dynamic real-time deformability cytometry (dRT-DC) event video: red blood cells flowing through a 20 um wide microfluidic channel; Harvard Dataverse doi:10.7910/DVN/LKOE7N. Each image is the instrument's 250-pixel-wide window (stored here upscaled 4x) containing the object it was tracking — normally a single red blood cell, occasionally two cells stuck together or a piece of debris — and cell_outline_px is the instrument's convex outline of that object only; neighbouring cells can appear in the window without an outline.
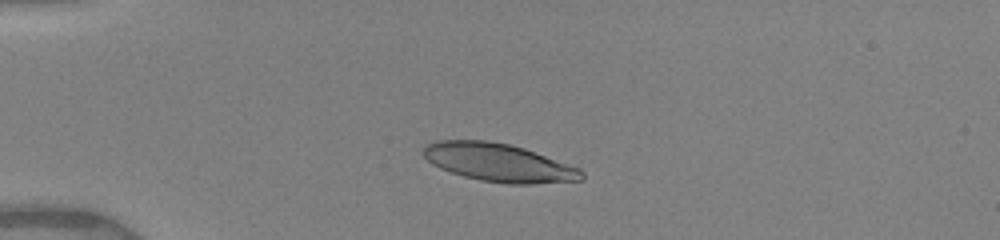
{"species": "human", "species_latin": "Homo sapiens", "temperature_condition": "warm", "stored_images_in_passage": 8, "camera_frame_rate_fps": 3000, "um_per_image_px": 0.085, "donor": {"sex": "female"}, "frame": {"image": 1, "passage_image": 5, "time_ms": 2.333, "image_size_px": [1000, 240], "cell_outline_px": [[584, 180], [532, 184], [508, 184], [480, 180], [464, 176], [440, 168], [432, 164], [424, 156], [424, 144], [436, 140], [488, 140], [508, 144], [524, 148], [580, 168], [584, 172]], "centroid_in_image_um": [42.4, 13.82], "position_along_channel_um": 42.6, "area_um2": 35.2}}